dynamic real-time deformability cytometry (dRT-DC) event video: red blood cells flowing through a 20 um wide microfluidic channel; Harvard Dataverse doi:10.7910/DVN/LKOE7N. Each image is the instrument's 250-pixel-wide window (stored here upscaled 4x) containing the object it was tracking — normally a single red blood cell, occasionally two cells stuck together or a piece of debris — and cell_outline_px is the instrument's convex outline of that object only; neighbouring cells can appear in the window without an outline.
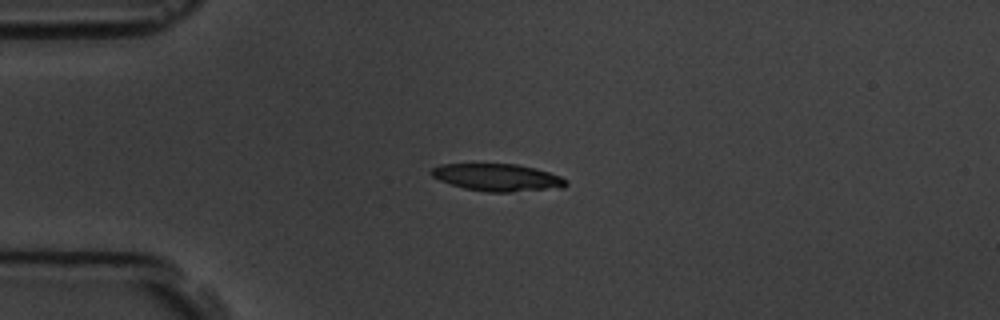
{"species": "common noctule bat (a hibernating species)", "species_latin": "Nyctalus noctula", "temperature_condition": "room temperature", "stored_images_in_passage": 4, "camera_frame_rate_fps": 3000, "um_per_image_px": 0.085, "animal": {"sex": "male", "body_mass_g": 19.5, "forearm_length_mm": 54.6}, "frame": {"image": 1, "passage_image": 3, "time_ms": 3.333, "image_size_px": [1000, 320], "cell_outline_px": [[568, 184], [564, 188], [512, 192], [488, 192], [464, 188], [440, 180], [432, 176], [428, 172], [432, 168], [440, 164], [516, 164], [548, 172], [560, 176], [568, 180]], "centroid_in_image_um": [42.3, 15.09], "position_along_channel_um": 42.7, "area_um2": 21.44}}